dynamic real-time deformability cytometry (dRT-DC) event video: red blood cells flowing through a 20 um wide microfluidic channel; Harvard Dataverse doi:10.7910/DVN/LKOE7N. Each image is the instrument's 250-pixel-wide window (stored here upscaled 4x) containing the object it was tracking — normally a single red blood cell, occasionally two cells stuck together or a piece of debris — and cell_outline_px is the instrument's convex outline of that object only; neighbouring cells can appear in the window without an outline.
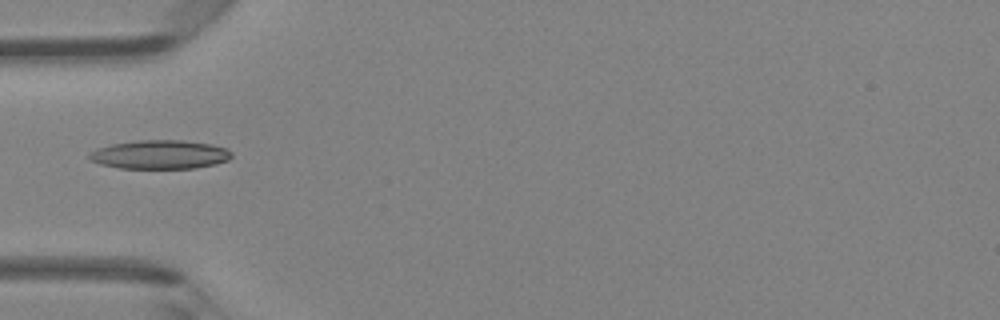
{"species": "Egyptian fruit bat (a non-hibernating species)", "species_latin": "Rousettus aegyptiacus", "temperature_condition": "room temperature", "stored_images_in_passage": 20, "camera_frame_rate_fps": 3000, "um_per_image_px": 0.085, "animal": {"sex": "female"}, "frame": {"image": 1, "passage_image": 1, "time_ms": 0.0, "image_size_px": [1000, 320], "cell_outline_px": [[232, 156], [228, 160], [216, 164], [196, 168], [120, 168], [100, 164], [88, 160], [88, 152], [96, 148], [112, 144], [140, 140], [184, 140], [208, 144], [224, 148], [232, 152]], "centroid_in_image_um": [13.55, 13.14], "position_along_channel_um": 71.5, "area_um2": 23.93}}
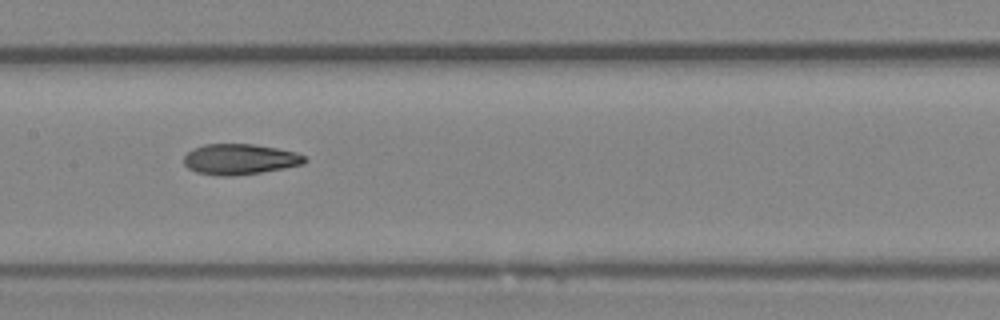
{"frame": {"image": 2, "passage_image": 9, "time_ms": 2.667, "image_size_px": [1000, 320], "cell_outline_px": [[308, 160], [304, 164], [284, 168], [236, 176], [216, 176], [196, 172], [188, 168], [184, 164], [184, 156], [192, 148], [204, 144], [252, 144], [276, 148], [296, 152], [304, 156]], "centroid_in_image_um": [20.36, 13.54], "position_along_channel_um": 187.0, "area_um2": 21.68}}
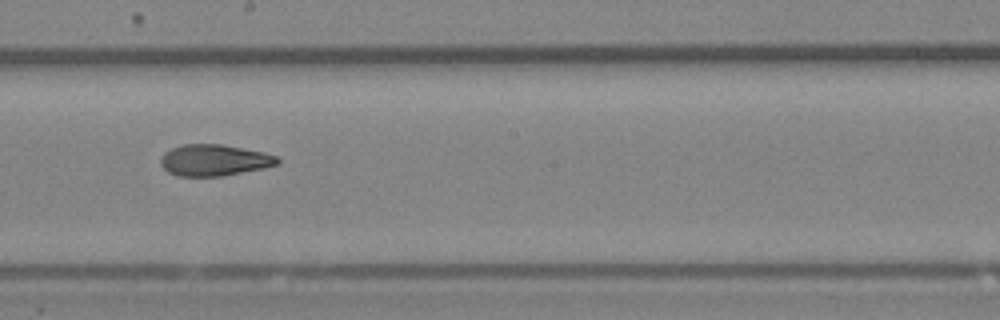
{"frame": {"image": 3, "passage_image": 12, "time_ms": 3.667, "image_size_px": [1000, 320], "cell_outline_px": [[280, 160], [276, 164], [264, 168], [224, 176], [176, 176], [168, 172], [160, 164], [160, 156], [164, 152], [172, 148], [184, 144], [220, 144], [264, 152], [276, 156]], "centroid_in_image_um": [18.17, 13.62], "position_along_channel_um": 230.0, "area_um2": 21.39}}